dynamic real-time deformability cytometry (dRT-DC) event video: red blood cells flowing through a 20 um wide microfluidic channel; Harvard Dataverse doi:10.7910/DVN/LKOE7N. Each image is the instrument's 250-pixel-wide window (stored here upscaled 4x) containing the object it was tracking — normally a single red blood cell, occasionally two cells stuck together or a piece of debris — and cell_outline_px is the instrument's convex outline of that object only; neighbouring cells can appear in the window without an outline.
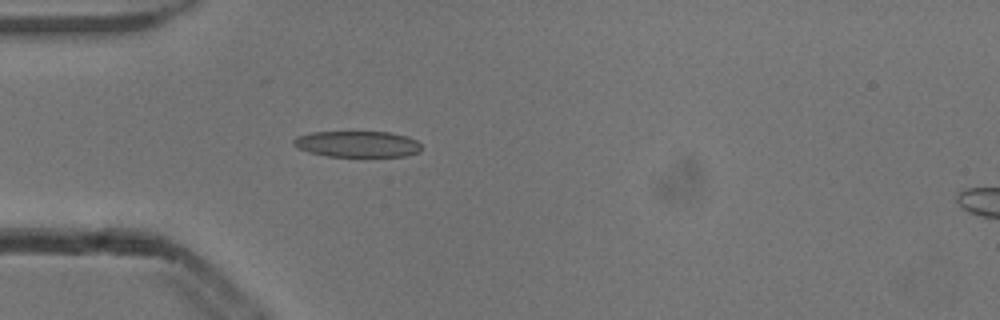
{"species": "common noctule bat (a hibernating species)", "species_latin": "Nyctalus noctula", "temperature_condition": "cold", "stored_images_in_passage": 4, "camera_frame_rate_fps": 3000, "um_per_image_px": 0.085, "animal": {"sex": "male", "body_mass_g": 13.3}, "frame": {"image": 1, "passage_image": 4, "time_ms": 1.0, "image_size_px": [1000, 320], "cell_outline_px": [[420, 152], [408, 156], [328, 156], [308, 152], [296, 148], [292, 144], [292, 140], [296, 136], [312, 132], [388, 132], [408, 136], [416, 140], [420, 144]], "centroid_in_image_um": [30.35, 12.24], "position_along_channel_um": 54.7, "area_um2": 19.59}}